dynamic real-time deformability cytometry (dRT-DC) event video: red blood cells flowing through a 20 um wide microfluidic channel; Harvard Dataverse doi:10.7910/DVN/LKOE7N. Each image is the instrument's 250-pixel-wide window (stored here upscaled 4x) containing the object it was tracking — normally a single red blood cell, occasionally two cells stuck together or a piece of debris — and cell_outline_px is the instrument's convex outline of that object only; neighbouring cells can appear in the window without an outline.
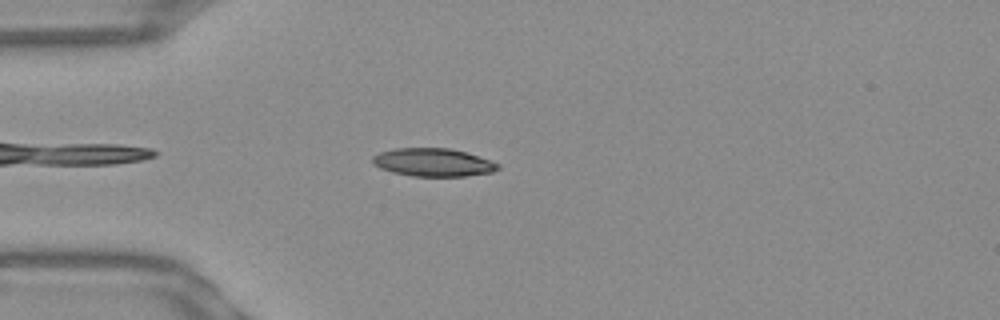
{"species": "Egyptian fruit bat (a non-hibernating species)", "species_latin": "Rousettus aegyptiacus", "temperature_condition": "warm", "stored_images_in_passage": 39, "camera_frame_rate_fps": 3000, "um_per_image_px": 0.085, "frame": {"image": 1, "passage_image": 1, "time_ms": 0.0, "image_size_px": [1000, 320], "cell_outline_px": [[500, 168], [492, 172], [464, 176], [412, 176], [392, 172], [380, 168], [372, 164], [372, 156], [380, 152], [392, 148], [448, 148], [464, 152], [500, 164]], "centroid_in_image_um": [36.76, 13.8], "position_along_channel_um": 48.2, "area_um2": 20.4}}
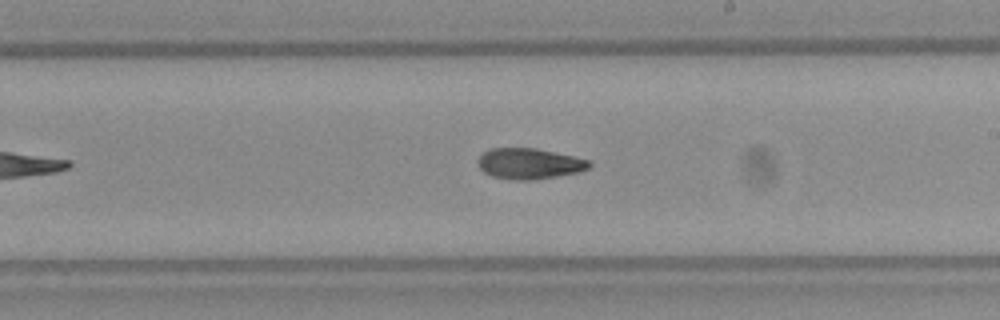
{"frame": {"image": 2, "passage_image": 17, "time_ms": 5.333, "image_size_px": [1000, 320], "cell_outline_px": [[592, 164], [588, 168], [580, 172], [532, 180], [516, 180], [492, 176], [484, 172], [476, 164], [476, 160], [484, 152], [492, 148], [536, 148], [572, 156], [588, 160]], "centroid_in_image_um": [44.96, 13.91], "position_along_channel_um": 244.0, "area_um2": 19.88}}
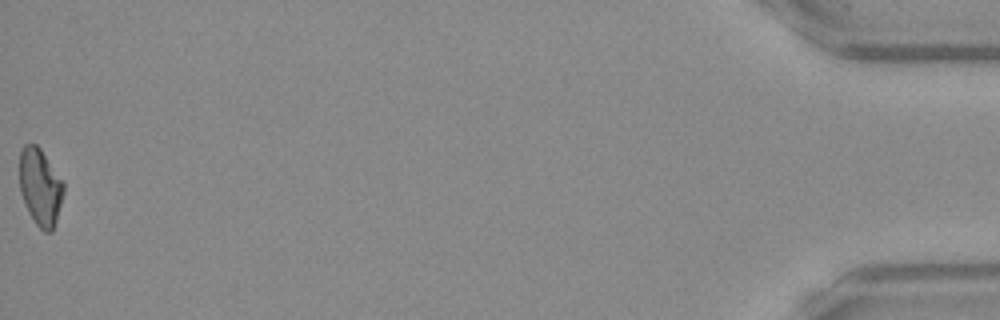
{"frame": {"image": 3, "passage_image": 39, "time_ms": 12.667, "image_size_px": [1000, 320], "cell_outline_px": [[64, 192], [56, 220], [52, 232], [44, 232], [36, 224], [28, 212], [20, 192], [20, 152], [24, 144], [36, 144], [40, 148], [64, 184]], "centroid_in_image_um": [3.41, 15.91], "position_along_channel_um": 431.8, "area_um2": 19.54}, "authors_computed_cell_mechanics": {"area_um2": 20.1144, "velocity_mm_per_s": 3.924, "shape_relaxation_time_tau1_ms": 9.2352, "shape_relaxation_time_tau2_ms": 6.6168, "deformation_change_tau1": 0.2379, "deformation_change_tau2": 0.1451}}